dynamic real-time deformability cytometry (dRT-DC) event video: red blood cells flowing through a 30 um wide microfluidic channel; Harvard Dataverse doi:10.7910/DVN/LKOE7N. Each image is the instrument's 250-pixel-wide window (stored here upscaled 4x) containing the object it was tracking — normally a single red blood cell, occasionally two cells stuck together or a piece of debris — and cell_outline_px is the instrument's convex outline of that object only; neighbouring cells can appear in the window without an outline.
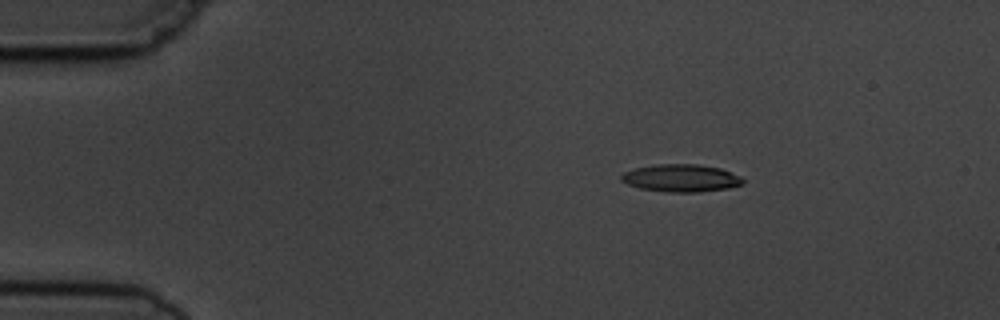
{"species": "common noctule bat (a hibernating species)", "species_latin": "Nyctalus noctula", "temperature_condition": "cold", "stored_images_in_passage": 5, "camera_frame_rate_fps": 3000, "um_per_image_px": 0.085, "animal": {"sex": "male", "body_mass_g": 19.5, "forearm_length_mm": 54.6}, "frame": {"image": 1, "passage_image": 2, "time_ms": 1.0, "image_size_px": [1000, 320], "cell_outline_px": [[744, 184], [728, 188], [700, 192], [668, 192], [640, 188], [628, 184], [620, 180], [620, 176], [624, 172], [636, 168], [656, 164], [696, 164], [720, 168], [740, 176], [744, 180]], "centroid_in_image_um": [57.9, 15.14], "position_along_channel_um": 27.1, "area_um2": 19.48}}
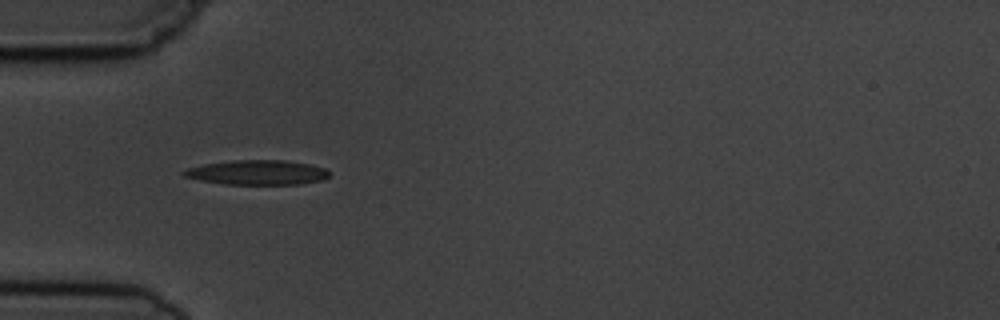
{"frame": {"image": 2, "passage_image": 4, "time_ms": 3.667, "image_size_px": [1000, 320], "cell_outline_px": [[328, 176], [320, 180], [300, 184], [224, 184], [200, 180], [184, 176], [180, 172], [188, 168], [204, 164], [232, 160], [284, 160], [308, 164], [324, 168], [328, 172]], "centroid_in_image_um": [21.82, 14.65], "position_along_channel_um": 63.2, "area_um2": 20.69}}
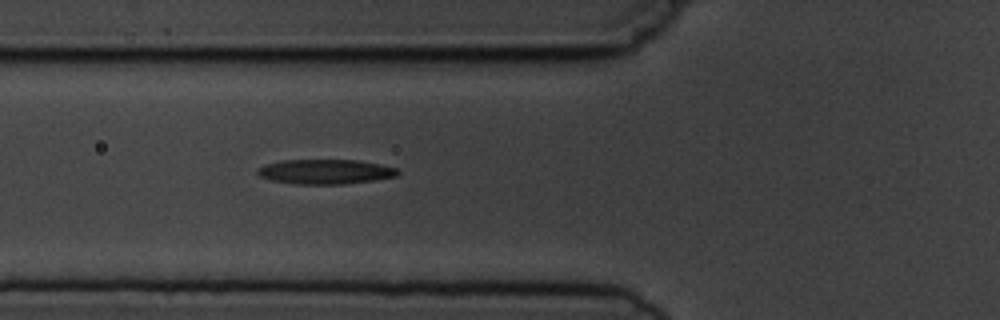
{"frame": {"image": 3, "passage_image": 5, "time_ms": 4.667, "image_size_px": [1000, 320], "cell_outline_px": [[400, 172], [396, 176], [376, 180], [344, 184], [296, 184], [272, 180], [260, 176], [256, 172], [264, 164], [280, 160], [360, 160], [380, 164], [396, 168]], "centroid_in_image_um": [27.67, 14.59], "position_along_channel_um": 98.1, "area_um2": 20.23}}